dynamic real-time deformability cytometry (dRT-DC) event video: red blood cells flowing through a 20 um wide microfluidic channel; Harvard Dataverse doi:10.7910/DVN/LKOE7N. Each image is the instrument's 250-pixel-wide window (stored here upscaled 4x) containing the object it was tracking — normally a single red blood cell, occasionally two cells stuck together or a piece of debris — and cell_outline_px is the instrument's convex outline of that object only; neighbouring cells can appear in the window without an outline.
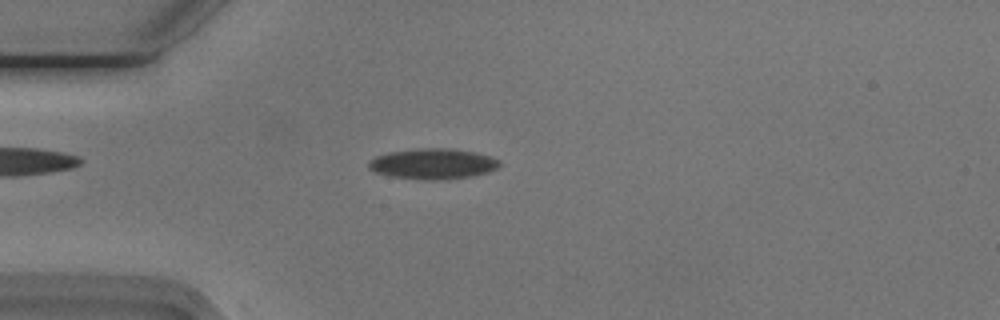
{"species": "Egyptian fruit bat (a non-hibernating species)", "species_latin": "Rousettus aegyptiacus", "temperature_condition": "cold", "stored_images_in_passage": 53, "camera_frame_rate_fps": 3000, "um_per_image_px": 0.085, "animal": {"sex": "male"}, "frame": {"image": 1, "passage_image": 13, "time_ms": 4.0, "image_size_px": [1000, 320], "cell_outline_px": [[500, 164], [496, 168], [488, 172], [472, 176], [432, 180], [428, 180], [388, 176], [376, 172], [368, 168], [368, 160], [376, 156], [388, 152], [416, 148], [452, 148], [476, 152], [500, 160]], "centroid_in_image_um": [36.76, 13.91], "position_along_channel_um": 48.2, "area_um2": 23.35}}
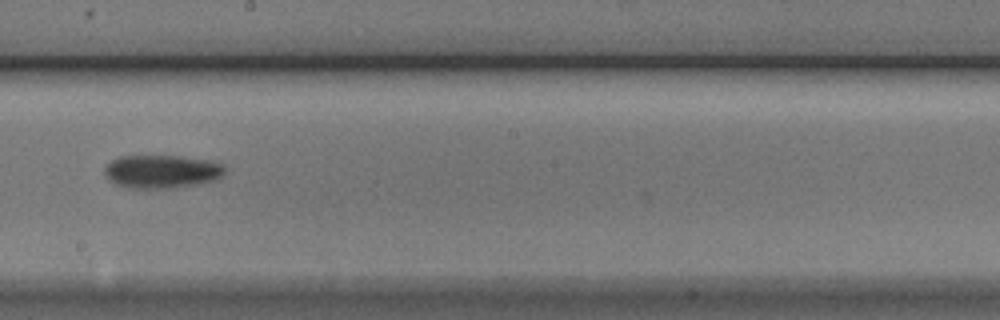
{"frame": {"image": 2, "passage_image": 29, "time_ms": 9.333, "image_size_px": [1000, 320], "cell_outline_px": [[224, 172], [216, 180], [200, 184], [172, 188], [128, 188], [116, 184], [108, 180], [104, 172], [104, 168], [112, 160], [120, 156], [180, 156], [212, 160], [224, 164]], "centroid_in_image_um": [13.76, 14.58], "position_along_channel_um": 234.4, "area_um2": 23.52}}
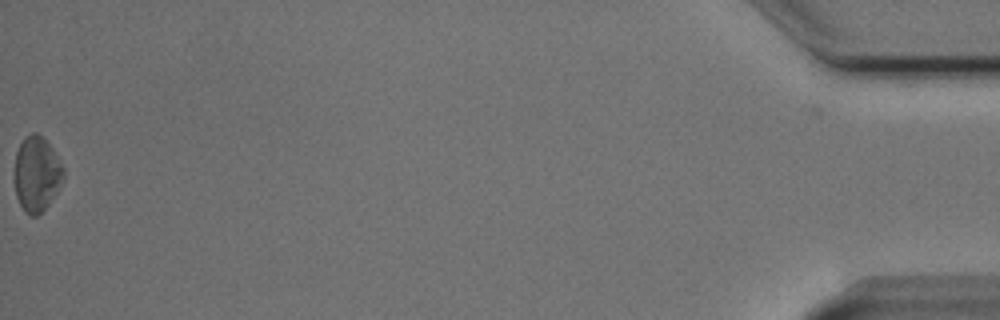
{"frame": {"image": 3, "passage_image": 53, "time_ms": 17.333, "image_size_px": [1000, 320], "cell_outline_px": [[64, 180], [56, 192], [44, 208], [36, 216], [32, 216], [24, 212], [16, 196], [12, 180], [16, 152], [24, 136], [32, 132], [36, 132], [52, 148], [64, 168]], "centroid_in_image_um": [3.07, 14.78], "position_along_channel_um": 432.1, "area_um2": 21.62}, "authors_computed_cell_mechanics": {"area_um2": 22.1374, "velocity_mm_per_s": 3.7551, "shape_relaxation_time_tau1_ms": 1.8372, "shape_relaxation_time_tau2_ms": null, "deformation_change_tau1": 0.0933, "deformation_change_tau2": null}}